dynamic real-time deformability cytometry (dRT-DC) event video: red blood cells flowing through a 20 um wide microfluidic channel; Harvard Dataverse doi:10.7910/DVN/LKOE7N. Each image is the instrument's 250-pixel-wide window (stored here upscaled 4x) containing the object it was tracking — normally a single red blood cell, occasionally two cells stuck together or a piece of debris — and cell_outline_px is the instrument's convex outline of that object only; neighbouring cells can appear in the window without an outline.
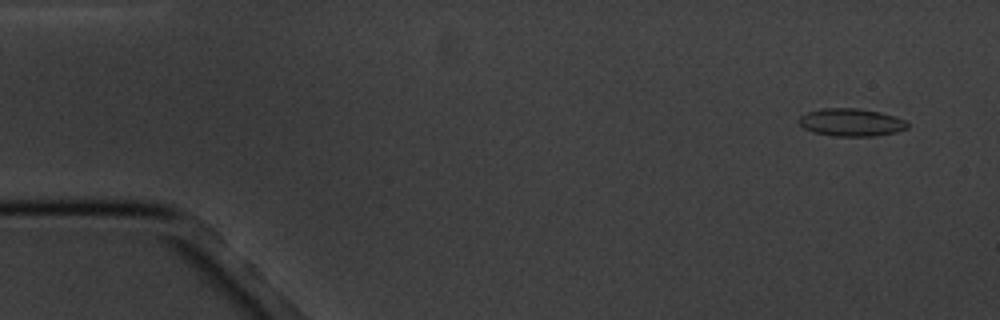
{"species": "common noctule bat (a hibernating species)", "species_latin": "Nyctalus noctula", "temperature_condition": "cold", "stored_images_in_passage": 6, "camera_frame_rate_fps": 3000, "um_per_image_px": 0.085, "animal": {"sex": "male", "body_mass_g": 20.1, "forearm_length_mm": 53.5}, "frame": {"image": 1, "passage_image": 2, "time_ms": 1.0, "image_size_px": [1000, 320], "cell_outline_px": [[908, 128], [896, 132], [876, 136], [832, 136], [812, 132], [804, 128], [800, 124], [800, 116], [808, 112], [820, 108], [856, 108], [880, 112], [896, 116], [904, 120], [908, 124]], "centroid_in_image_um": [72.36, 10.4], "position_along_channel_um": 12.6, "area_um2": 17.57}}
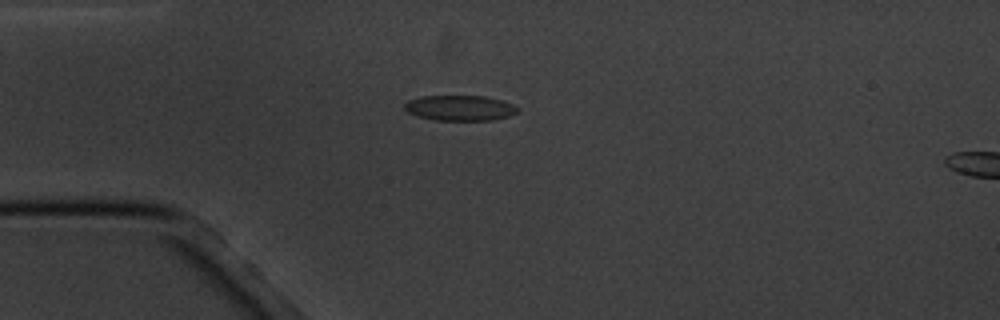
{"frame": {"image": 2, "passage_image": 5, "time_ms": 4.667, "image_size_px": [1000, 320], "cell_outline_px": [[520, 112], [508, 116], [492, 120], [432, 120], [416, 116], [408, 112], [404, 108], [404, 104], [408, 100], [420, 96], [484, 96], [500, 100], [512, 104], [520, 108]], "centroid_in_image_um": [39.08, 9.18], "position_along_channel_um": 45.9, "area_um2": 16.82}}